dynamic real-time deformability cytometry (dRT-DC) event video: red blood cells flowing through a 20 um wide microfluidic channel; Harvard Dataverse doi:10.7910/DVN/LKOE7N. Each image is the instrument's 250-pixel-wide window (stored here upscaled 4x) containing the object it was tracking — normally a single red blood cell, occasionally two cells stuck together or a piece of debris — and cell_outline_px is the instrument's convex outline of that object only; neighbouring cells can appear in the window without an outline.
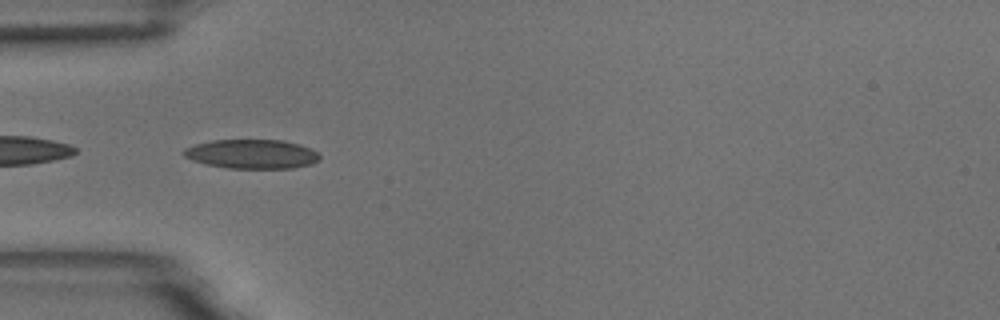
{"species": "common noctule bat (a hibernating species)", "species_latin": "Nyctalus noctula", "temperature_condition": "room temperature", "stored_images_in_passage": 24, "camera_frame_rate_fps": 3000, "um_per_image_px": 0.085, "animal": {"sex": "male", "body_mass_g": 18.8}, "frame": {"image": 1, "passage_image": 1, "time_ms": 0.0, "image_size_px": [1000, 320], "cell_outline_px": [[320, 160], [312, 164], [292, 168], [228, 168], [204, 164], [192, 160], [184, 156], [180, 152], [184, 148], [196, 144], [212, 140], [280, 140], [300, 144], [316, 152], [320, 156]], "centroid_in_image_um": [21.37, 13.09], "position_along_channel_um": 63.6, "area_um2": 23.18}}